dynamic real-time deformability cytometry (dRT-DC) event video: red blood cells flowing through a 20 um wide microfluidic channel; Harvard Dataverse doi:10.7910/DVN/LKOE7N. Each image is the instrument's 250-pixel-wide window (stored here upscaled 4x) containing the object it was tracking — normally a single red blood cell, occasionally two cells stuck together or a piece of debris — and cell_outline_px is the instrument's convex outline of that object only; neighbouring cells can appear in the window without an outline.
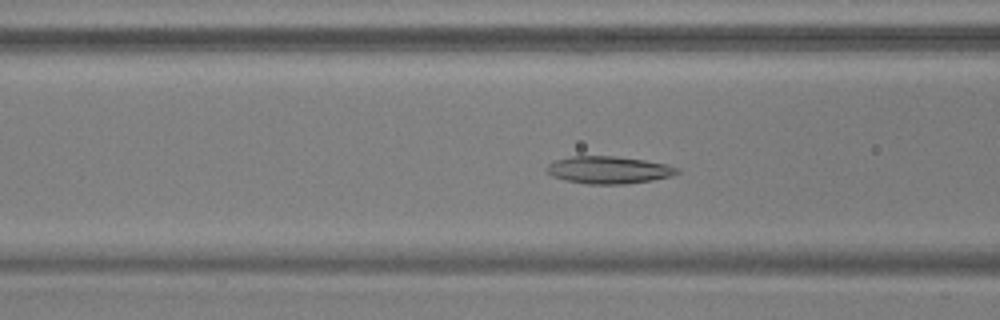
{"species": "common noctule bat (a hibernating species)", "species_latin": "Nyctalus noctula", "temperature_condition": "warm", "stored_images_in_passage": 56, "camera_frame_rate_fps": 3000, "um_per_image_px": 0.085, "animal": {"sex": "male", "body_mass_g": 17.9, "forearm_length_mm": 54.2}, "frame": {"image": 1, "passage_image": 23, "time_ms": 7.333, "image_size_px": [1000, 320], "cell_outline_px": [[680, 172], [672, 176], [652, 180], [624, 184], [588, 184], [564, 180], [552, 176], [544, 168], [548, 164], [556, 160], [572, 156], [616, 156], [644, 160], [664, 164], [680, 168]], "centroid_in_image_um": [51.73, 14.45], "position_along_channel_um": 114.9, "area_um2": 20.81}}
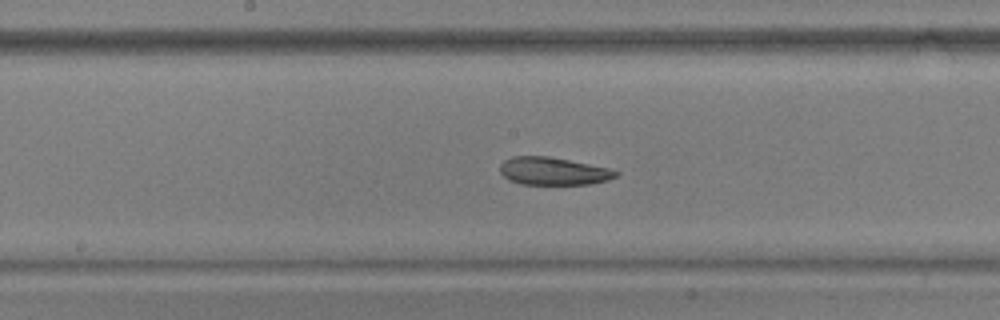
{"frame": {"image": 2, "passage_image": 30, "time_ms": 9.667, "image_size_px": [1000, 320], "cell_outline_px": [[620, 172], [616, 176], [608, 180], [588, 184], [520, 184], [508, 180], [500, 172], [500, 164], [504, 160], [512, 156], [548, 156], [608, 168]], "centroid_in_image_um": [46.98, 14.55], "position_along_channel_um": 201.2, "area_um2": 18.61}}
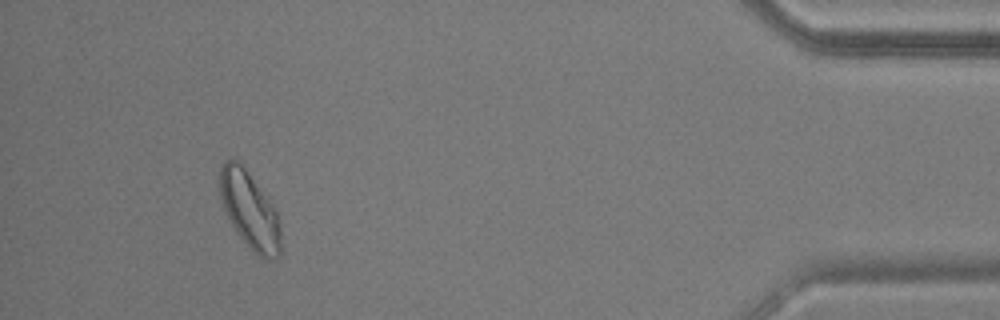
{"frame": {"image": 3, "passage_image": 52, "time_ms": 17.0, "image_size_px": [1000, 320], "cell_outline_px": [[280, 256], [268, 260], [264, 260], [236, 232], [228, 220], [220, 196], [220, 168], [224, 160], [236, 160], [244, 164], [276, 208], [280, 220]], "centroid_in_image_um": [21.24, 17.82], "position_along_channel_um": 414.0, "area_um2": 27.57}, "authors_computed_cell_mechanics": {"area_um2": 21.9351, "velocity_mm_per_s": 3.6964, "shape_relaxation_time_tau1_ms": 6.4906, "shape_relaxation_time_tau2_ms": 3.4913, "deformation_change_tau1": 0.1336, "deformation_change_tau2": 0.0893}}